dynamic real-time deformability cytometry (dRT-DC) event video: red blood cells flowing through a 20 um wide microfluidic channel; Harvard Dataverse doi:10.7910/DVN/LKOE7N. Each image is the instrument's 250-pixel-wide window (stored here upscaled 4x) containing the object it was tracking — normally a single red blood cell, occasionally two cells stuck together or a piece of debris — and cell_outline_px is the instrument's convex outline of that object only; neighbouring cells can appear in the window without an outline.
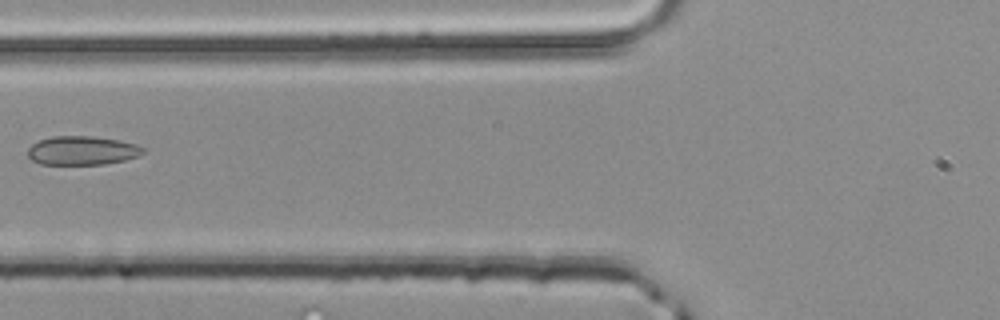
{"species": "common noctule bat (a hibernating species)", "species_latin": "Nyctalus noctula", "temperature_condition": "room temperature", "stored_images_in_passage": 2, "camera_frame_rate_fps": 3000, "um_per_image_px": 0.085, "animal": {"sex": "male", "body_mass_g": 20.4}, "frame": {"image": 1, "passage_image": 2, "time_ms": 0.333, "image_size_px": [1000, 320], "cell_outline_px": [[144, 152], [136, 156], [124, 160], [104, 164], [40, 164], [32, 160], [28, 156], [28, 148], [32, 144], [40, 140], [52, 136], [92, 136], [120, 140], [136, 144], [144, 148]], "centroid_in_image_um": [6.97, 12.79], "position_along_channel_um": 118.8, "area_um2": 19.31}}